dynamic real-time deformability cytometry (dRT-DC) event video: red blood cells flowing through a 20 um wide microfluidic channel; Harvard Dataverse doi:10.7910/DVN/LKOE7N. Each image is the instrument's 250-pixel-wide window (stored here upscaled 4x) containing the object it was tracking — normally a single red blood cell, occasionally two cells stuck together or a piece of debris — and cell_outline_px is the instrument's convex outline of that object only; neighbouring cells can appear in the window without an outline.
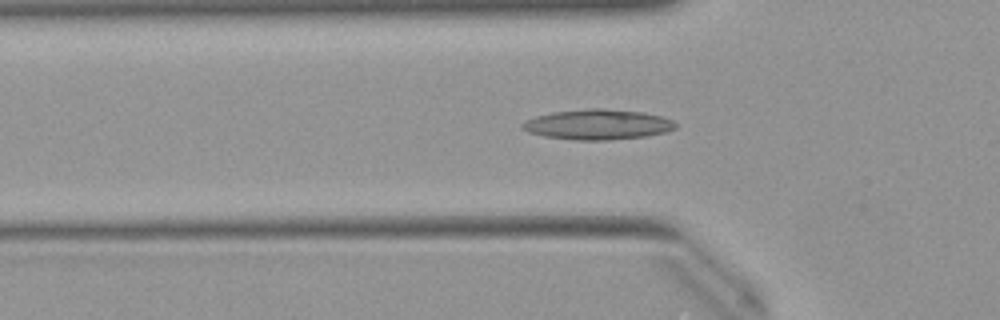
{"species": "Egyptian fruit bat (a non-hibernating species)", "species_latin": "Rousettus aegyptiacus", "temperature_condition": "warm", "stored_images_in_passage": 28, "camera_frame_rate_fps": 3000, "um_per_image_px": 0.085, "animal": {"sex": "female"}, "frame": {"image": 1, "passage_image": 2, "time_ms": 0.333, "image_size_px": [1000, 320], "cell_outline_px": [[676, 128], [668, 132], [644, 136], [608, 140], [576, 140], [544, 136], [528, 132], [520, 128], [520, 124], [524, 120], [536, 116], [552, 112], [592, 108], [604, 108], [644, 112], [660, 116], [672, 120], [676, 124]], "centroid_in_image_um": [50.78, 10.58], "position_along_channel_um": 75.0, "area_um2": 27.11}}
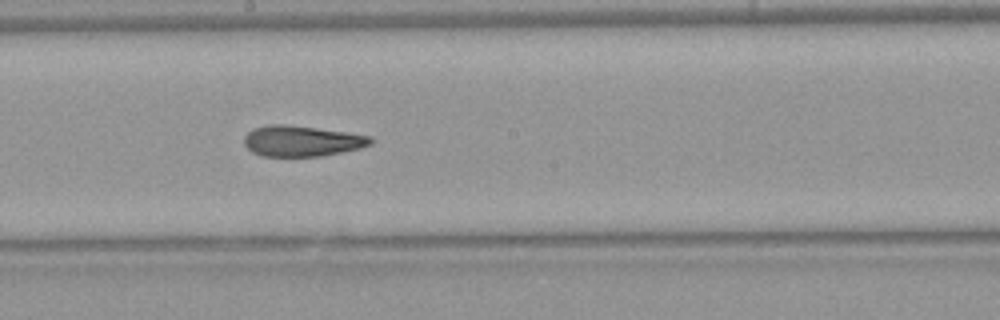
{"frame": {"image": 2, "passage_image": 13, "time_ms": 4.0, "image_size_px": [1000, 320], "cell_outline_px": [[372, 144], [360, 148], [320, 156], [264, 156], [252, 152], [244, 144], [244, 136], [252, 128], [272, 124], [284, 124], [344, 132], [372, 136]], "centroid_in_image_um": [25.62, 11.98], "position_along_channel_um": 222.6, "area_um2": 22.43}}
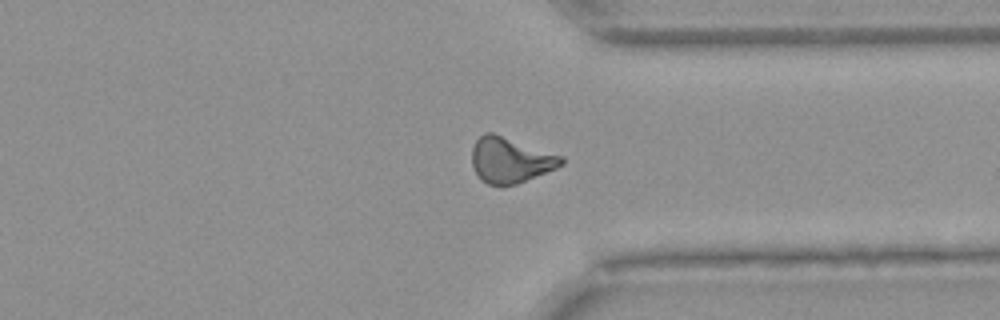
{"frame": {"image": 3, "passage_image": 24, "time_ms": 7.667, "image_size_px": [1000, 320], "cell_outline_px": [[564, 164], [556, 168], [516, 184], [488, 184], [480, 180], [472, 164], [472, 148], [476, 140], [484, 132], [492, 132], [564, 156]], "centroid_in_image_um": [43.38, 13.59], "position_along_channel_um": 368.0, "area_um2": 23.58}, "authors_computed_cell_mechanics": {"area_um2": 23.0333, "velocity_mm_per_s": 4.0131, "shape_relaxation_time_tau1_ms": null, "shape_relaxation_time_tau2_ms": 3.3914, "deformation_change_tau1": null, "deformation_change_tau2": 0.1296}}